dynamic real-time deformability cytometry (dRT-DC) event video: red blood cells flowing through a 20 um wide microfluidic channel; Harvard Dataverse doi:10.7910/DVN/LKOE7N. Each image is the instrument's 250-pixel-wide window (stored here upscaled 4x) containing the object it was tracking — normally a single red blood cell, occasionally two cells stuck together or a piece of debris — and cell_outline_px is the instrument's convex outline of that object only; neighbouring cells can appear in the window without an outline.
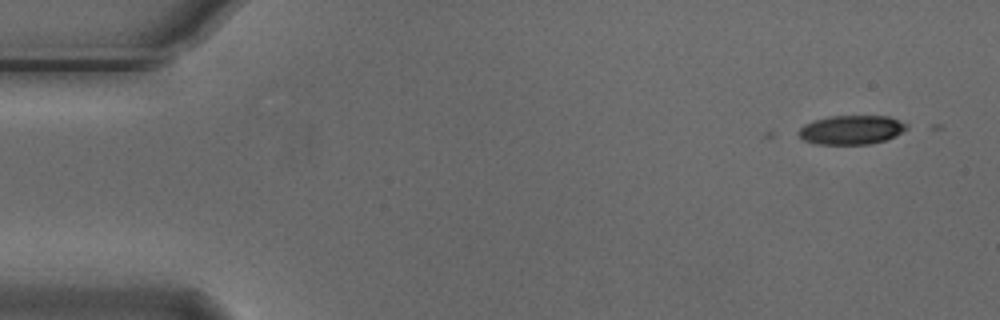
{"species": "Egyptian fruit bat (a non-hibernating species)", "species_latin": "Rousettus aegyptiacus", "temperature_condition": "cold", "stored_images_in_passage": 3, "camera_frame_rate_fps": 3000, "um_per_image_px": 0.085, "animal": {"sex": "male"}, "frame": {"image": 1, "passage_image": 1, "time_ms": 0.0, "image_size_px": [1000, 320], "cell_outline_px": [[908, 128], [896, 136], [884, 140], [868, 144], [816, 144], [804, 140], [796, 132], [804, 124], [812, 120], [828, 116], [888, 116], [908, 124]], "centroid_in_image_um": [72.35, 11.03], "position_along_channel_um": 12.7, "area_um2": 18.38}}